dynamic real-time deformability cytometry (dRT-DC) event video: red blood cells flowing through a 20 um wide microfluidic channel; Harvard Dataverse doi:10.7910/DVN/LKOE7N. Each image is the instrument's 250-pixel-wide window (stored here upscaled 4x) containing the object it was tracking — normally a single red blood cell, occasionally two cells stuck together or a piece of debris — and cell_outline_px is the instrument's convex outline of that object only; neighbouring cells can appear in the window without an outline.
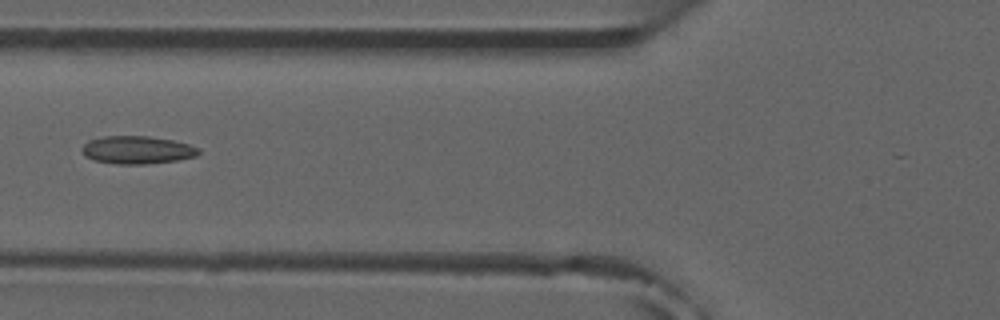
{"species": "common noctule bat (a hibernating species)", "species_latin": "Nyctalus noctula", "temperature_condition": "room temperature", "stored_images_in_passage": 7, "camera_frame_rate_fps": 3000, "um_per_image_px": 0.085, "animal": {"sex": "male", "forearm_length_mm": 52.5}, "frame": {"image": 1, "passage_image": 6, "time_ms": 6.667, "image_size_px": [1000, 320], "cell_outline_px": [[200, 152], [196, 156], [176, 160], [144, 164], [116, 164], [92, 160], [84, 156], [80, 148], [88, 140], [104, 136], [148, 136], [172, 140], [188, 144], [200, 148]], "centroid_in_image_um": [11.61, 12.74], "position_along_channel_um": 114.2, "area_um2": 19.02}}